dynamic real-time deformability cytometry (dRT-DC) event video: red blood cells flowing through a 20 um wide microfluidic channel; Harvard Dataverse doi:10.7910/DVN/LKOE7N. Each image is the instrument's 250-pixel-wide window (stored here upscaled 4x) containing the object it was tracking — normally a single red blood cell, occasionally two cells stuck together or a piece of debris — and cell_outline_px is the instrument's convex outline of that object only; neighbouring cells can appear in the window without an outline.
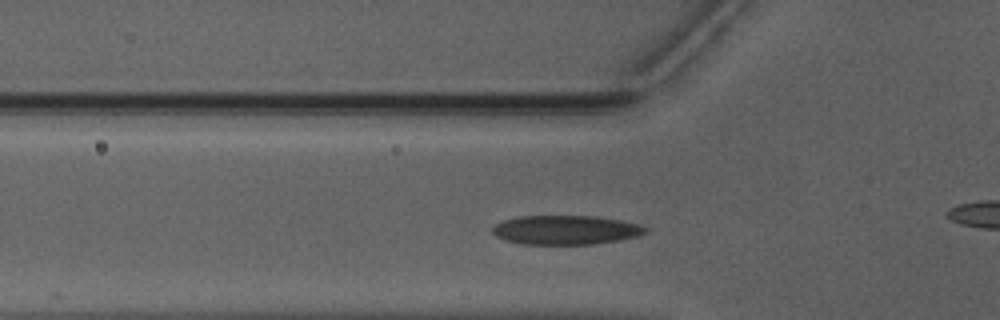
{"species": "Egyptian fruit bat (a non-hibernating species)", "species_latin": "Rousettus aegyptiacus", "temperature_condition": "warm", "stored_images_in_passage": 39, "camera_frame_rate_fps": 3000, "um_per_image_px": 0.085, "animal": {"sex": "male"}, "frame": {"image": 1, "passage_image": 12, "time_ms": 3.667, "image_size_px": [1000, 320], "cell_outline_px": [[648, 232], [640, 236], [620, 240], [596, 244], [524, 244], [504, 240], [496, 236], [492, 232], [492, 228], [496, 224], [504, 220], [520, 216], [592, 216], [620, 220], [640, 224], [648, 228]], "centroid_in_image_um": [48.13, 19.55], "position_along_channel_um": 77.7, "area_um2": 26.13}}
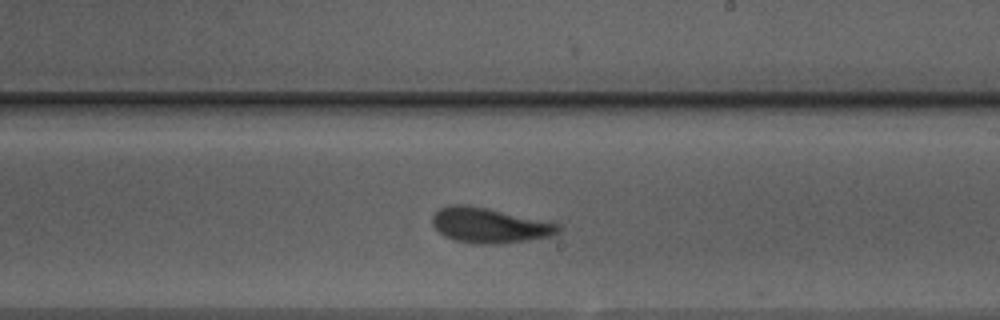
{"frame": {"image": 2, "passage_image": 25, "time_ms": 8.0, "image_size_px": [1000, 320], "cell_outline_px": [[564, 228], [560, 232], [548, 236], [528, 240], [500, 244], [472, 244], [456, 240], [444, 236], [432, 224], [432, 216], [440, 208], [452, 204], [464, 204], [488, 208], [556, 220], [564, 224]], "centroid_in_image_um": [41.75, 19.14], "position_along_channel_um": 247.3, "area_um2": 26.7}}
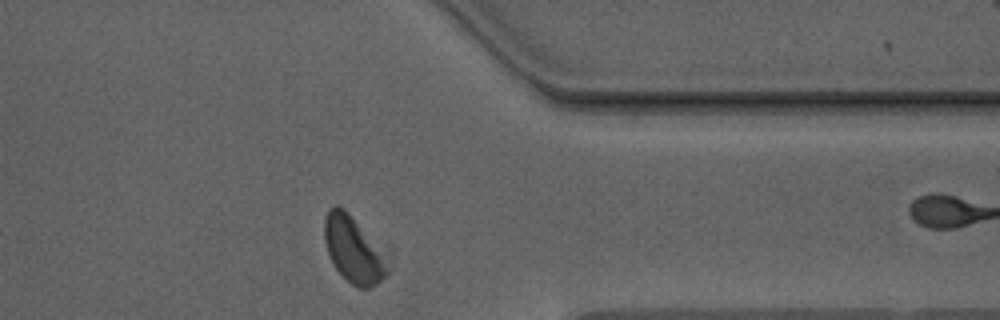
{"frame": {"image": 3, "passage_image": 36, "time_ms": 11.667, "image_size_px": [1000, 320], "cell_outline_px": [[388, 272], [376, 284], [368, 288], [360, 288], [352, 284], [336, 268], [328, 252], [324, 236], [324, 220], [328, 212], [336, 204], [344, 208], [348, 212], [380, 256], [388, 268]], "centroid_in_image_um": [29.93, 21.24], "position_along_channel_um": 381.5, "area_um2": 22.31}, "authors_computed_cell_mechanics": {"area_um2": 25.8366, "velocity_mm_per_s": 3.9084, "shape_relaxation_time_tau1_ms": 4.0734, "shape_relaxation_time_tau2_ms": 1.2971, "deformation_change_tau1": 0.1383, "deformation_change_tau2": 0.0857}}